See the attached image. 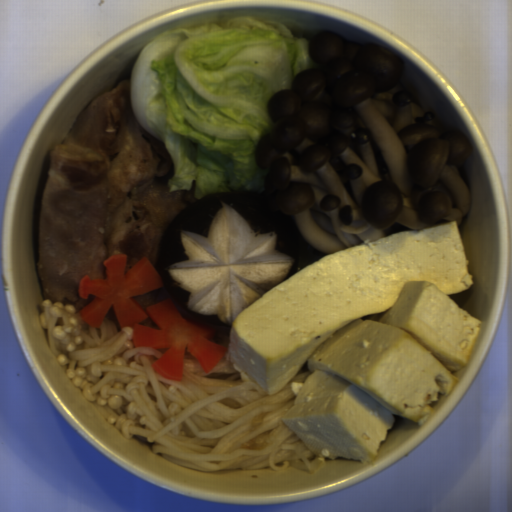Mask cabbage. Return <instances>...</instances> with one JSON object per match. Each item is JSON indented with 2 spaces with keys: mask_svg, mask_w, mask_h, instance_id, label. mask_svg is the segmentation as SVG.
<instances>
[{
  "mask_svg": "<svg viewBox=\"0 0 512 512\" xmlns=\"http://www.w3.org/2000/svg\"><path fill=\"white\" fill-rule=\"evenodd\" d=\"M309 42L254 16L183 26L153 38L131 71V110L173 165L167 189L194 198L262 190L255 143L275 130L270 95L314 69Z\"/></svg>",
  "mask_w": 512,
  "mask_h": 512,
  "instance_id": "obj_1",
  "label": "cabbage"
}]
</instances>
